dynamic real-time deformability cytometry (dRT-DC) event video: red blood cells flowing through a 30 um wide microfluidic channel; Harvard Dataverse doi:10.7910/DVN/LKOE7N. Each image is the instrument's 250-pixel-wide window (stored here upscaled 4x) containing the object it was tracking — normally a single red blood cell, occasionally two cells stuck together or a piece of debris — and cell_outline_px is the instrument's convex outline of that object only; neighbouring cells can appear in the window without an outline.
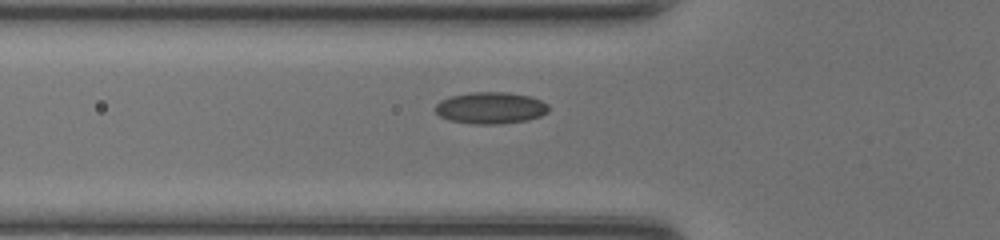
{"species": "common noctule bat (a hibernating species)", "species_latin": "Nyctalus noctula", "temperature_condition": "room temperature", "stored_images_in_passage": 36, "camera_frame_rate_fps": 3000, "um_per_image_px": 0.085, "animal": {"sex": "female", "body_mass_g": 20.0, "forearm_length_mm": 54.0}, "frame": {"image": 1, "passage_image": 11, "time_ms": 3.333, "image_size_px": [1000, 240], "cell_outline_px": [[548, 112], [540, 116], [528, 120], [500, 124], [476, 124], [448, 120], [440, 116], [432, 108], [440, 100], [452, 96], [472, 92], [508, 92], [532, 96], [548, 104]], "centroid_in_image_um": [41.7, 9.17], "position_along_channel_um": 84.1, "area_um2": 21.1}}
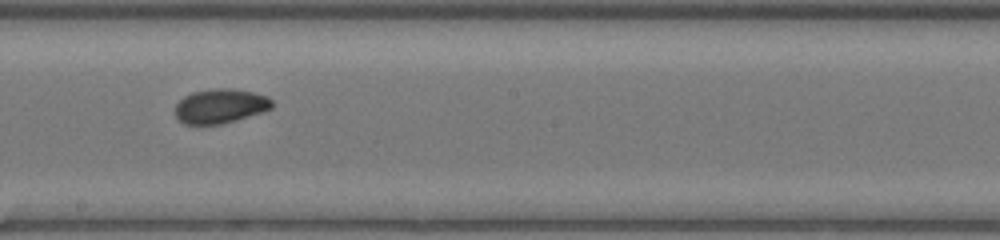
{"frame": {"image": 2, "passage_image": 21, "time_ms": 6.667, "image_size_px": [1000, 240], "cell_outline_px": [[272, 108], [236, 120], [220, 124], [184, 124], [176, 116], [176, 104], [184, 96], [192, 92], [216, 88], [232, 88], [252, 92], [268, 96], [272, 100]], "centroid_in_image_um": [18.72, 9.0], "position_along_channel_um": 229.5, "area_um2": 19.25}}
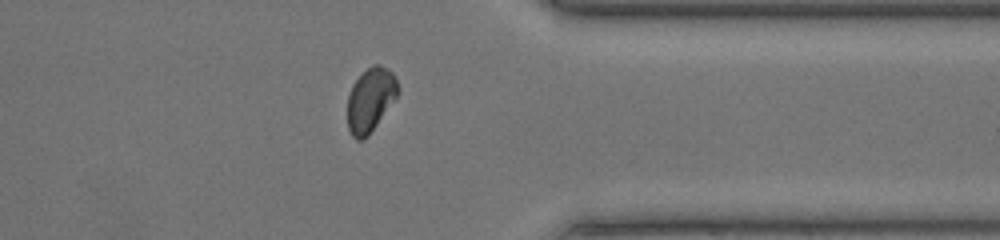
{"frame": {"image": 3, "passage_image": 32, "time_ms": 10.333, "image_size_px": [1000, 240], "cell_outline_px": [[400, 92], [368, 136], [364, 140], [356, 140], [352, 136], [348, 128], [348, 96], [352, 84], [372, 64], [380, 64], [388, 68], [392, 72], [400, 88]], "centroid_in_image_um": [31.5, 8.48], "position_along_channel_um": 379.9, "area_um2": 18.79}}